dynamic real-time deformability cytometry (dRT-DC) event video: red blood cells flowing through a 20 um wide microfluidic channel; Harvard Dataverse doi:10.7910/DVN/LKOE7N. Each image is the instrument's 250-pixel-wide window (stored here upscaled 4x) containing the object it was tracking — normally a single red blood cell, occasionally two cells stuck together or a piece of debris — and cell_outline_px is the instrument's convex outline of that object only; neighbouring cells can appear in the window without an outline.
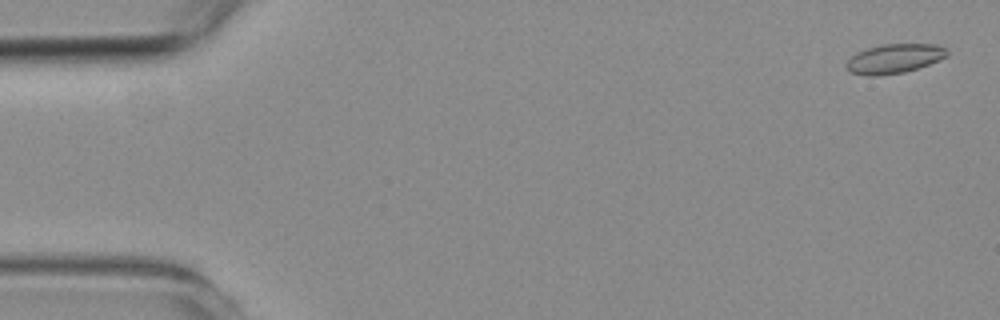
{"species": "common noctule bat (a hibernating species)", "species_latin": "Nyctalus noctula", "temperature_condition": "room temperature", "stored_images_in_passage": 5, "camera_frame_rate_fps": 3000, "um_per_image_px": 0.085, "animal": {"sex": "female", "body_mass_g": 19.3, "forearm_length_mm": 54.1}, "frame": {"image": 1, "passage_image": 1, "time_ms": 0.0, "image_size_px": [1000, 320], "cell_outline_px": [[948, 56], [940, 60], [904, 72], [876, 76], [868, 76], [848, 72], [844, 68], [844, 64], [856, 52], [868, 48], [884, 44], [936, 44], [948, 48]], "centroid_in_image_um": [75.99, 4.98], "position_along_channel_um": 9.0, "area_um2": 17.4}}
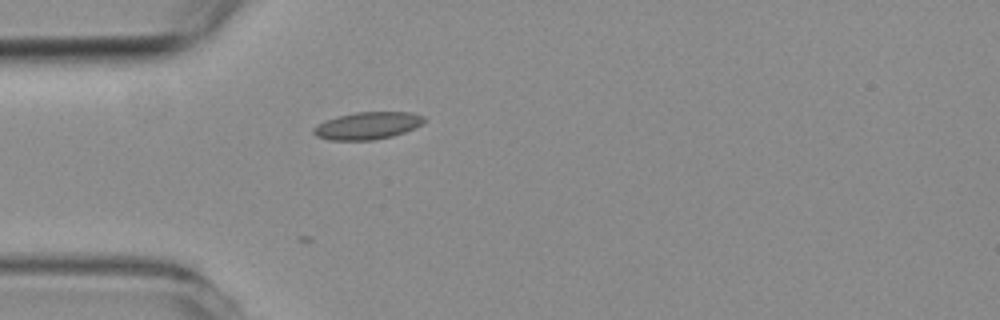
{"frame": {"image": 2, "passage_image": 5, "time_ms": 4.667, "image_size_px": [1000, 320], "cell_outline_px": [[424, 120], [420, 124], [404, 132], [392, 136], [372, 140], [328, 140], [316, 136], [312, 132], [312, 128], [324, 120], [356, 112], [412, 112], [424, 116]], "centroid_in_image_um": [31.19, 10.68], "position_along_channel_um": 53.8, "area_um2": 17.46}}